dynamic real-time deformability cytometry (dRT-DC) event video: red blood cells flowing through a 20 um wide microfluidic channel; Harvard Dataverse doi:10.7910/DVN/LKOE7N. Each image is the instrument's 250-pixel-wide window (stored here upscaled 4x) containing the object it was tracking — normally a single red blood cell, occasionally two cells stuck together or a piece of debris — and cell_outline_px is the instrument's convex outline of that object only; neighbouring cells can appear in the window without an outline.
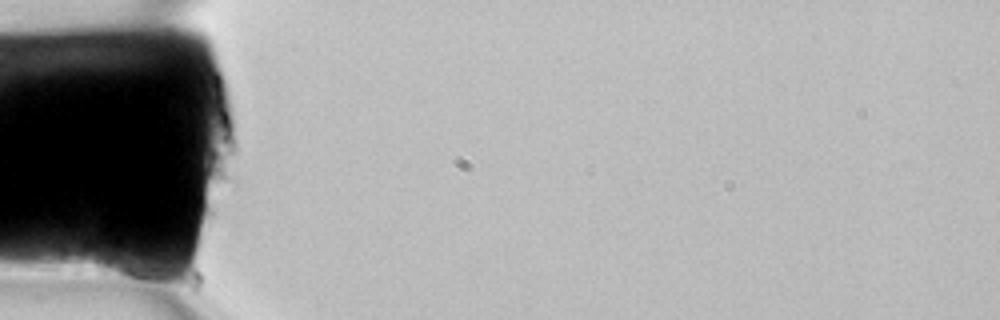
{"species": "common noctule bat (a hibernating species)", "species_latin": "Nyctalus noctula", "temperature_condition": "room temperature", "stored_images_in_passage": 4, "camera_frame_rate_fps": 3000, "um_per_image_px": 0.085, "animal": {"sex": "female", "body_mass_g": 22.7, "forearm_length_mm": 54.2}, "frame": {"image": 1, "passage_image": 1, "time_ms": 0.0, "image_size_px": [1000, 320], "cell_outline_px": [[164, 276], [160, 288], [156, 288], [100, 272], [96, 268], [96, 244], [160, 268]], "centroid_in_image_um": [10.85, 22.76], "position_along_channel_um": 74.1, "area_um2": 11.33}}